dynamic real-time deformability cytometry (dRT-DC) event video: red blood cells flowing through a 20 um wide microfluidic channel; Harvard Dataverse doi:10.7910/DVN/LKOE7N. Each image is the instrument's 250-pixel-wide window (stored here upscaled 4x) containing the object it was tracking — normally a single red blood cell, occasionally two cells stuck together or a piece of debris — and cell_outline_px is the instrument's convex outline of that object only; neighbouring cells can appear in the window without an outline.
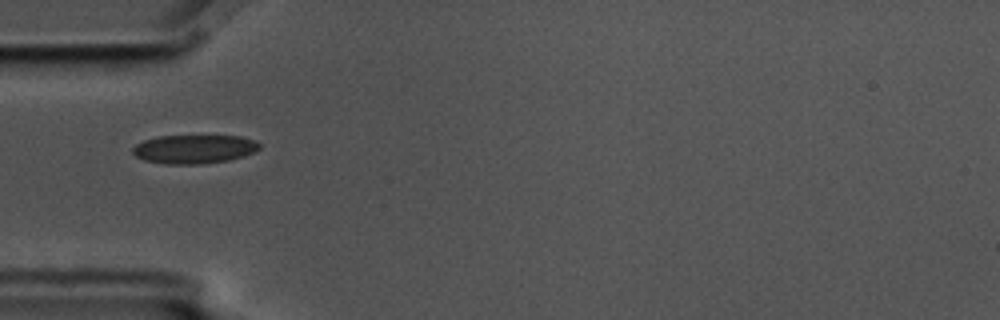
{"species": "common noctule bat (a hibernating species)", "species_latin": "Nyctalus noctula", "temperature_condition": "cold", "stored_images_in_passage": 2, "camera_frame_rate_fps": 3000, "um_per_image_px": 0.085, "animal": {"sex": "male", "body_mass_g": 17.5, "forearm_length_mm": 52.3}, "frame": {"image": 1, "passage_image": 1, "time_ms": 0.0, "image_size_px": [1000, 320], "cell_outline_px": [[260, 148], [244, 156], [228, 160], [200, 164], [164, 164], [144, 160], [136, 156], [132, 152], [132, 148], [136, 144], [144, 140], [160, 136], [240, 136], [256, 140], [260, 144]], "centroid_in_image_um": [16.5, 12.67], "position_along_channel_um": 68.5, "area_um2": 21.21}}